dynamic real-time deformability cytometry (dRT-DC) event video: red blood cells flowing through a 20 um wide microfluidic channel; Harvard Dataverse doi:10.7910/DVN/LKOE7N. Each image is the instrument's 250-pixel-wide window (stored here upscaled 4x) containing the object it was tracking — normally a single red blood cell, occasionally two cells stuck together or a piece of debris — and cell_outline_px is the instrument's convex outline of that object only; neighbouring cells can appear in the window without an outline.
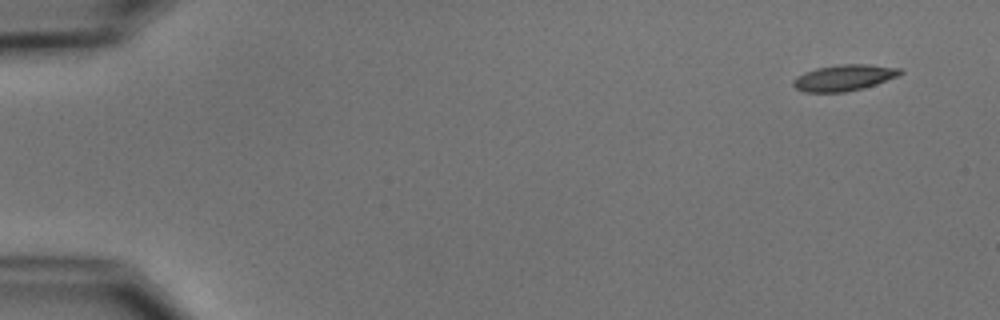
{"species": "common noctule bat (a hibernating species)", "species_latin": "Nyctalus noctula", "temperature_condition": "cold", "stored_images_in_passage": 51, "camera_frame_rate_fps": 3000, "um_per_image_px": 0.085, "animal": {"sex": "male", "body_mass_g": 15.6}, "frame": {"image": 1, "passage_image": 1, "time_ms": 0.0, "image_size_px": [1000, 320], "cell_outline_px": [[904, 72], [900, 76], [864, 88], [844, 92], [804, 92], [796, 88], [792, 84], [792, 80], [796, 76], [804, 72], [816, 68], [840, 64], [868, 64], [900, 68]], "centroid_in_image_um": [71.75, 6.6], "position_along_channel_um": 13.2, "area_um2": 16.47}}
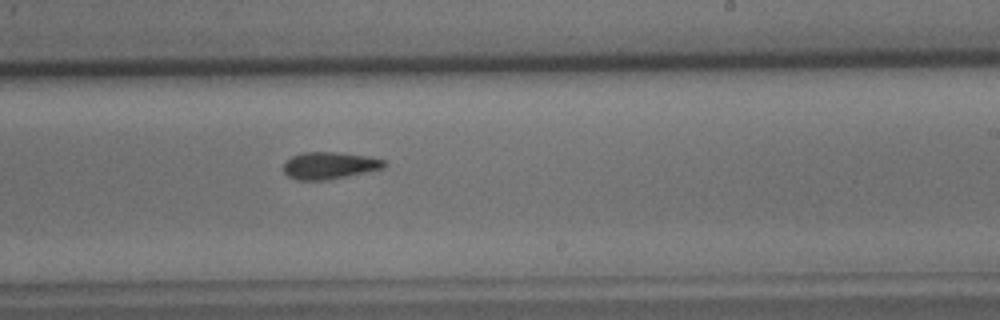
{"frame": {"image": 2, "passage_image": 31, "time_ms": 10.0, "image_size_px": [1000, 320], "cell_outline_px": [[388, 164], [384, 168], [348, 176], [324, 180], [296, 180], [288, 176], [284, 172], [284, 160], [292, 156], [304, 152], [340, 152], [368, 156], [384, 160]], "centroid_in_image_um": [28.0, 14.06], "position_along_channel_um": 261.0, "area_um2": 16.01}}
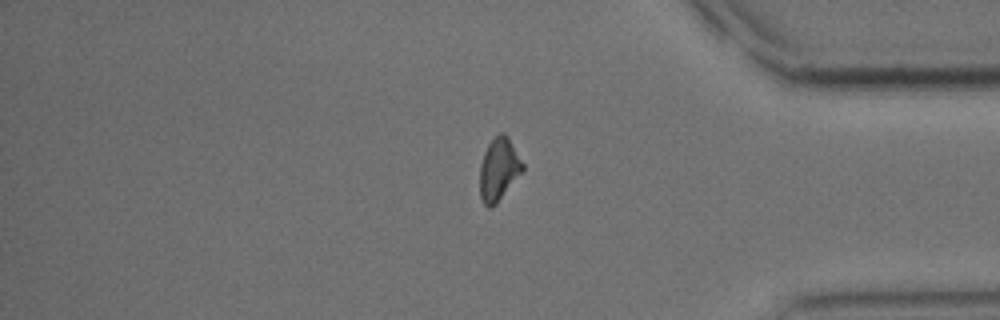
{"frame": {"image": 3, "passage_image": 43, "time_ms": 14.0, "image_size_px": [1000, 320], "cell_outline_px": [[524, 172], [496, 204], [492, 208], [488, 208], [484, 204], [480, 196], [480, 164], [484, 152], [488, 144], [500, 132], [504, 132], [508, 136], [524, 164]], "centroid_in_image_um": [42.42, 14.41], "position_along_channel_um": 392.8, "area_um2": 15.9}}